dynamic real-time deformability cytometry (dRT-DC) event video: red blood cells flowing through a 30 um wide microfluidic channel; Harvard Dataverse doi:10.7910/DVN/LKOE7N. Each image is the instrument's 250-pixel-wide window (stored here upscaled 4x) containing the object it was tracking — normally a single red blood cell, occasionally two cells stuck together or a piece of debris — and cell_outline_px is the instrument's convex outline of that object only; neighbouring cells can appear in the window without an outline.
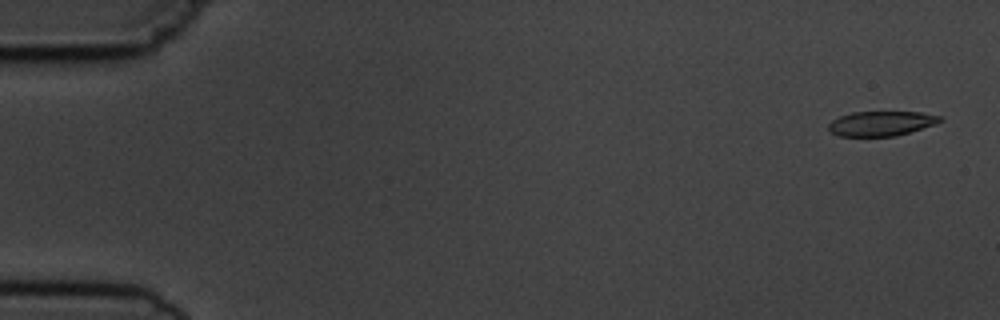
{"species": "common noctule bat (a hibernating species)", "species_latin": "Nyctalus noctula", "temperature_condition": "cold", "stored_images_in_passage": 4, "camera_frame_rate_fps": 3000, "um_per_image_px": 0.085, "animal": {"sex": "male", "body_mass_g": 19.5, "forearm_length_mm": 54.6}, "frame": {"image": 1, "passage_image": 1, "time_ms": 0.0, "image_size_px": [1000, 320], "cell_outline_px": [[944, 120], [936, 124], [896, 136], [840, 136], [832, 132], [828, 128], [828, 124], [832, 120], [840, 116], [852, 112], [920, 112], [944, 116]], "centroid_in_image_um": [74.95, 10.49], "position_along_channel_um": 10.0, "area_um2": 16.13}}